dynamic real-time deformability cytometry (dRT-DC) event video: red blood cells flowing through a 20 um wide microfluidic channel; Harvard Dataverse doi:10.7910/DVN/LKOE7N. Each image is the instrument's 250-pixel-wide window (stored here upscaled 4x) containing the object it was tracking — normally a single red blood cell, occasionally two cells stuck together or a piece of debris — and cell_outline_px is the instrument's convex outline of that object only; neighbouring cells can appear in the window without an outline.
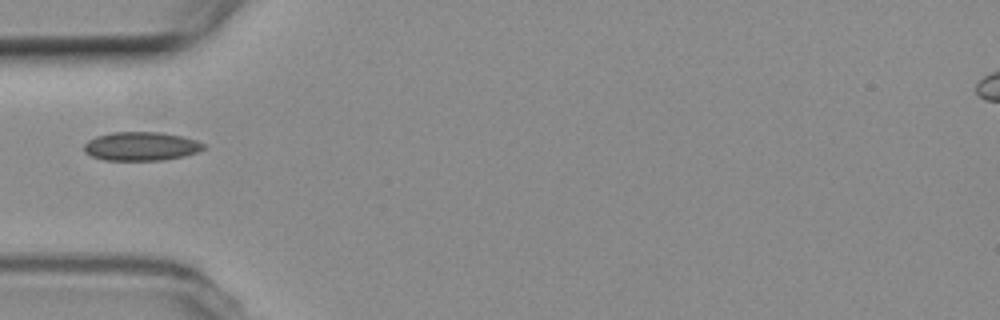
{"species": "common noctule bat (a hibernating species)", "species_latin": "Nyctalus noctula", "temperature_condition": "room temperature", "stored_images_in_passage": 5, "camera_frame_rate_fps": 3000, "um_per_image_px": 0.085, "animal": {"sex": "female", "body_mass_g": 19.3, "forearm_length_mm": 54.1}, "frame": {"image": 1, "passage_image": 1, "time_ms": 0.0, "image_size_px": [1000, 320], "cell_outline_px": [[204, 148], [196, 152], [184, 156], [164, 160], [104, 160], [92, 156], [84, 152], [84, 144], [88, 140], [96, 136], [112, 132], [160, 132], [180, 136], [196, 140], [204, 144]], "centroid_in_image_um": [11.96, 12.43], "position_along_channel_um": 73.0, "area_um2": 19.94}}
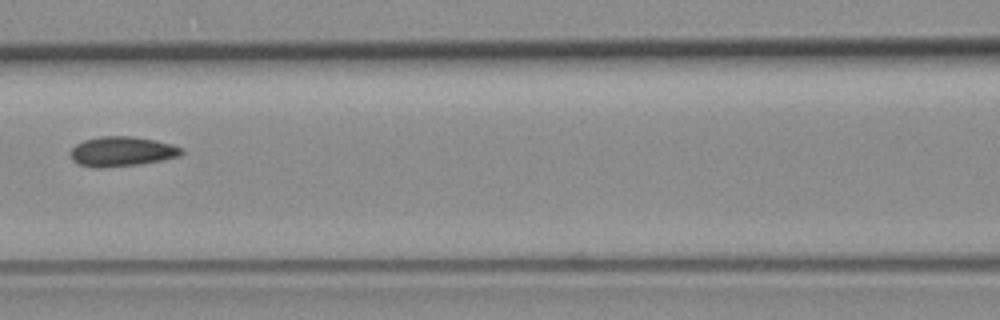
{"frame": {"image": 2, "passage_image": 3, "time_ms": 2.333, "image_size_px": [1000, 320], "cell_outline_px": [[184, 152], [180, 156], [140, 164], [104, 168], [92, 168], [80, 164], [72, 160], [72, 148], [76, 144], [84, 140], [100, 136], [132, 136], [156, 140], [172, 144], [184, 148]], "centroid_in_image_um": [10.39, 12.87], "position_along_channel_um": 156.2, "area_um2": 19.36}}
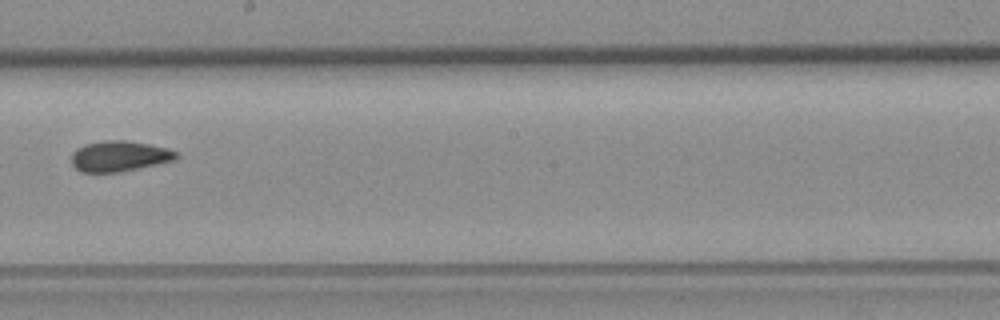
{"frame": {"image": 3, "passage_image": 5, "time_ms": 4.667, "image_size_px": [1000, 320], "cell_outline_px": [[180, 156], [176, 160], [120, 172], [80, 172], [72, 164], [72, 152], [76, 148], [84, 144], [104, 140], [128, 140], [168, 148], [176, 152]], "centroid_in_image_um": [10.15, 13.27], "position_along_channel_um": 238.1, "area_um2": 18.84}}